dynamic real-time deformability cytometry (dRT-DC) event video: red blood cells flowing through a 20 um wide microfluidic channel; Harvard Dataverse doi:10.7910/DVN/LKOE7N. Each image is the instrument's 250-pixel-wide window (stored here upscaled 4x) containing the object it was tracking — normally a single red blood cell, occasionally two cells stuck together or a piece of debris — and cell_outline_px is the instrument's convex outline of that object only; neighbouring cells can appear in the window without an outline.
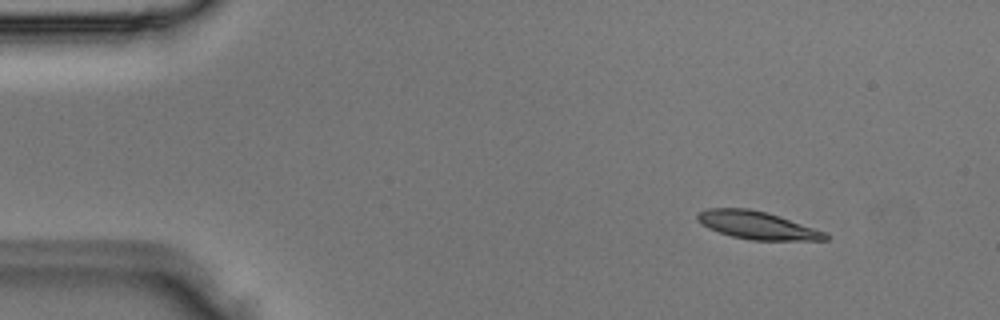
{"species": "Egyptian fruit bat (a non-hibernating species)", "species_latin": "Rousettus aegyptiacus", "temperature_condition": "room temperature", "stored_images_in_passage": 3, "camera_frame_rate_fps": 3000, "um_per_image_px": 0.085, "animal": {"sex": "male"}, "frame": {"image": 1, "passage_image": 1, "time_ms": 0.0, "image_size_px": [1000, 320], "cell_outline_px": [[828, 240], [752, 240], [732, 236], [708, 228], [700, 224], [696, 220], [696, 212], [708, 208], [748, 208], [768, 212], [780, 216], [824, 232], [828, 236]], "centroid_in_image_um": [64.29, 19.13], "position_along_channel_um": 20.7, "area_um2": 20.69}}